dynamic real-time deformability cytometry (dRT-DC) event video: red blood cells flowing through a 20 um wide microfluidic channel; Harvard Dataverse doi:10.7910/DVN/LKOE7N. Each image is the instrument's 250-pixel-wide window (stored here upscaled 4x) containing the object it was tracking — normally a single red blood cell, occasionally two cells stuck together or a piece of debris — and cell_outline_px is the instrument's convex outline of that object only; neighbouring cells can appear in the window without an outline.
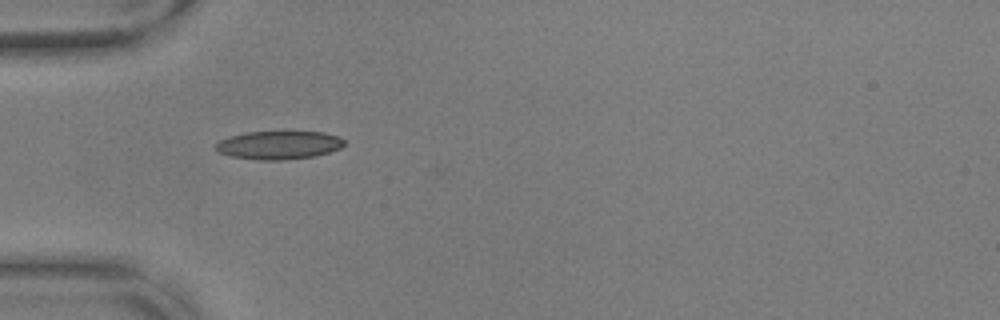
{"species": "common noctule bat (a hibernating species)", "species_latin": "Nyctalus noctula", "temperature_condition": "warm", "stored_images_in_passage": 39, "camera_frame_rate_fps": 3000, "um_per_image_px": 0.085, "animal": {"sex": "male", "body_mass_g": 17.9, "forearm_length_mm": 54.2}, "frame": {"image": 1, "passage_image": 1, "time_ms": 0.0, "image_size_px": [1000, 320], "cell_outline_px": [[344, 144], [340, 148], [316, 156], [280, 160], [260, 160], [232, 156], [220, 152], [216, 148], [216, 144], [220, 140], [228, 136], [244, 132], [324, 132], [340, 136], [344, 140]], "centroid_in_image_um": [23.72, 12.32], "position_along_channel_um": 61.3, "area_um2": 21.1}}
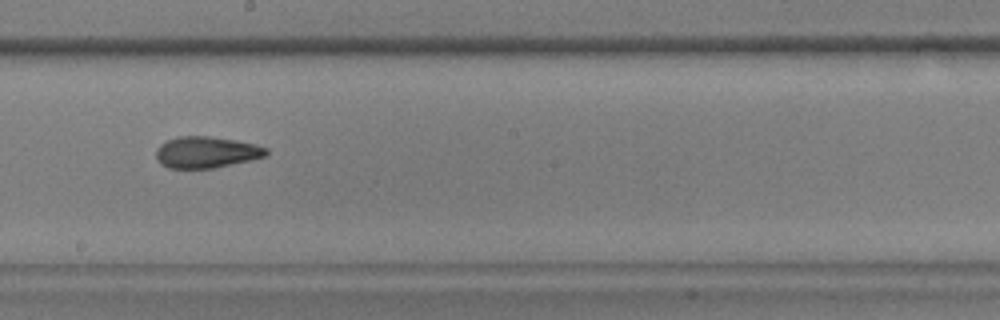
{"frame": {"image": 2, "passage_image": 15, "time_ms": 4.667, "image_size_px": [1000, 320], "cell_outline_px": [[268, 156], [252, 160], [212, 168], [168, 168], [160, 164], [156, 160], [156, 148], [160, 144], [176, 136], [208, 136], [256, 144], [268, 148]], "centroid_in_image_um": [17.53, 12.94], "position_along_channel_um": 230.7, "area_um2": 20.29}}
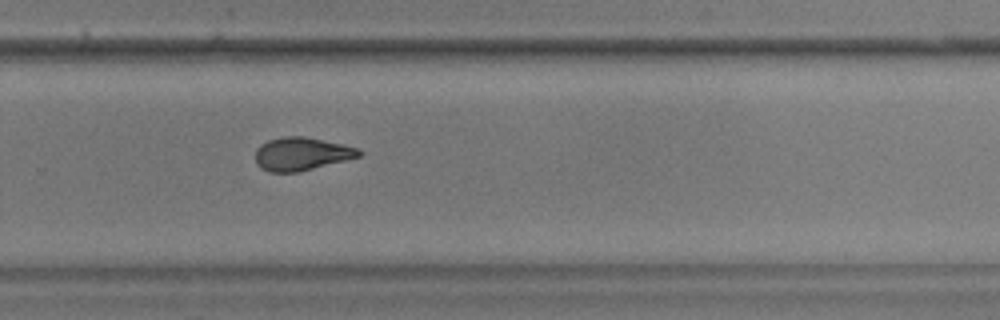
{"frame": {"image": 3, "passage_image": 21, "time_ms": 6.667, "image_size_px": [1000, 320], "cell_outline_px": [[360, 156], [300, 172], [268, 172], [260, 168], [256, 164], [256, 148], [260, 144], [268, 140], [284, 136], [304, 136], [344, 144], [360, 148]], "centroid_in_image_um": [25.6, 13.08], "position_along_channel_um": 304.2, "area_um2": 20.11}}